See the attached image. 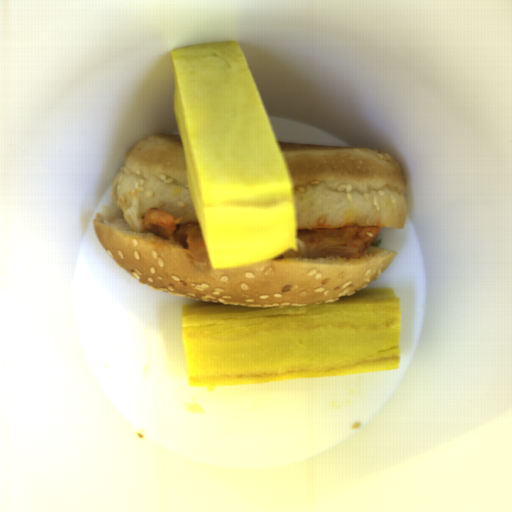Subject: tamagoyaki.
I'll return each instance as SVG.
<instances>
[{"label": "tamagoyaki", "instance_id": "obj_1", "mask_svg": "<svg viewBox=\"0 0 512 512\" xmlns=\"http://www.w3.org/2000/svg\"><path fill=\"white\" fill-rule=\"evenodd\" d=\"M189 196L209 265L247 266L298 251L293 185L238 40L169 53Z\"/></svg>", "mask_w": 512, "mask_h": 512}, {"label": "tamagoyaki", "instance_id": "obj_2", "mask_svg": "<svg viewBox=\"0 0 512 512\" xmlns=\"http://www.w3.org/2000/svg\"><path fill=\"white\" fill-rule=\"evenodd\" d=\"M401 330L396 292L370 288L332 303H184L180 342L191 387L210 390L395 370Z\"/></svg>", "mask_w": 512, "mask_h": 512}]
</instances>
